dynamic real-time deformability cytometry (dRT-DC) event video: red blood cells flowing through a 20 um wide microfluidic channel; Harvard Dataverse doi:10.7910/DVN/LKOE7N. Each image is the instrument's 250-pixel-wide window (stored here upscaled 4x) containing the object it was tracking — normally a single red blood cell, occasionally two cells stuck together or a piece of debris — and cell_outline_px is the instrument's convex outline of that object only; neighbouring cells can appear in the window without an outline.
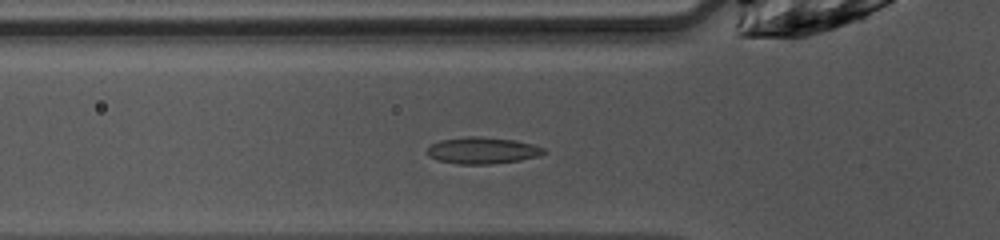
{"species": "common noctule bat (a hibernating species)", "species_latin": "Nyctalus noctula", "temperature_condition": "warm", "stored_images_in_passage": 37, "camera_frame_rate_fps": 3000, "um_per_image_px": 0.085, "animal": {"sex": "female", "body_mass_g": 10.0, "forearm_length_mm": 53.1}, "frame": {"image": 1, "passage_image": 4, "time_ms": 1.0, "image_size_px": [1000, 240], "cell_outline_px": [[548, 152], [540, 156], [520, 160], [492, 164], [456, 164], [436, 160], [428, 156], [428, 148], [432, 144], [440, 140], [468, 136], [480, 136], [516, 140], [532, 144], [544, 148]], "centroid_in_image_um": [41.03, 12.79], "position_along_channel_um": 84.8, "area_um2": 18.26}}
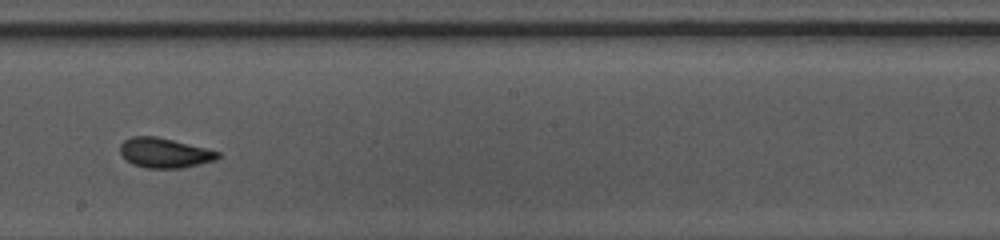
{"frame": {"image": 2, "passage_image": 15, "time_ms": 4.667, "image_size_px": [1000, 240], "cell_outline_px": [[220, 156], [216, 160], [180, 168], [148, 168], [132, 164], [124, 160], [120, 152], [120, 144], [124, 140], [132, 136], [156, 136], [220, 152]], "centroid_in_image_um": [13.93, 13.0], "position_along_channel_um": 234.3, "area_um2": 16.88}}
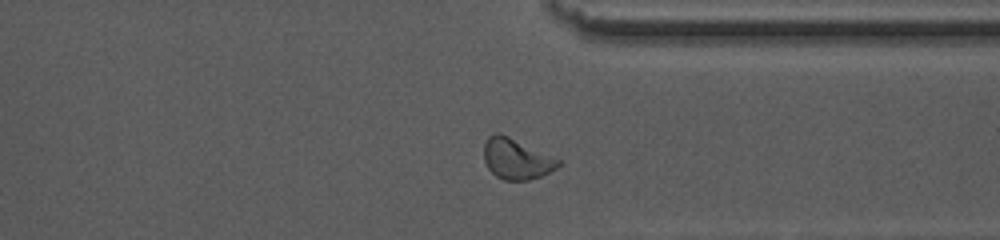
{"frame": {"image": 3, "passage_image": 25, "time_ms": 8.0, "image_size_px": [1000, 240], "cell_outline_px": [[560, 164], [556, 168], [540, 176], [528, 180], [504, 180], [496, 176], [488, 168], [484, 160], [484, 144], [488, 136], [496, 132], [500, 132], [556, 156], [560, 160]], "centroid_in_image_um": [43.9, 13.47], "position_along_channel_um": 367.5, "area_um2": 17.86}, "authors_computed_cell_mechanics": {"area_um2": 17.2822, "velocity_mm_per_s": 4.0529, "shape_relaxation_time_tau1_ms": 2.9893, "shape_relaxation_time_tau2_ms": 1.7575, "deformation_change_tau1": 0.1292, "deformation_change_tau2": 0.0449}}